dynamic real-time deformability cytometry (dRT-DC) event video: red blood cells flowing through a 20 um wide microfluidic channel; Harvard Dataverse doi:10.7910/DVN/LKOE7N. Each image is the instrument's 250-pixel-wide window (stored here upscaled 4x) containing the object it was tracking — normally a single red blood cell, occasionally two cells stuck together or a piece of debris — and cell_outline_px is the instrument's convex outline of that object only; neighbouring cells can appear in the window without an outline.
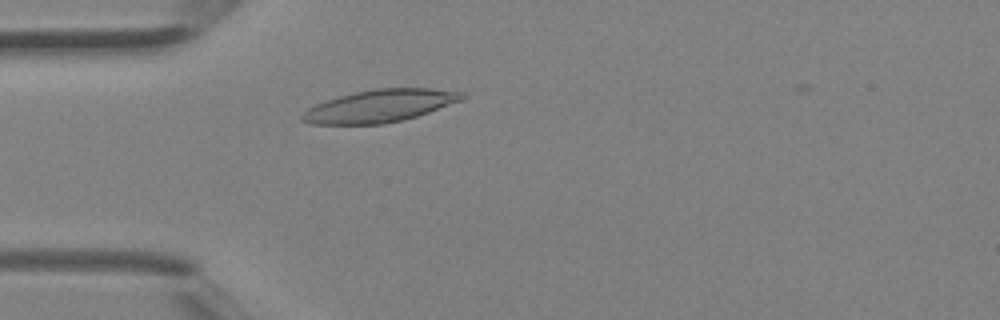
{"species": "Egyptian fruit bat (a non-hibernating species)", "species_latin": "Rousettus aegyptiacus", "temperature_condition": "room temperature", "stored_images_in_passage": 1, "camera_frame_rate_fps": 3000, "um_per_image_px": 0.085, "animal": {"sex": "female"}, "frame": {"image": 1, "passage_image": 1, "time_ms": 0.0, "image_size_px": [1000, 320], "cell_outline_px": [[468, 96], [464, 100], [416, 116], [384, 124], [312, 124], [300, 120], [300, 116], [308, 108], [316, 104], [340, 96], [356, 92], [376, 88], [432, 88], [464, 92]], "centroid_in_image_um": [32.33, 9.0], "position_along_channel_um": 52.7, "area_um2": 30.17}}